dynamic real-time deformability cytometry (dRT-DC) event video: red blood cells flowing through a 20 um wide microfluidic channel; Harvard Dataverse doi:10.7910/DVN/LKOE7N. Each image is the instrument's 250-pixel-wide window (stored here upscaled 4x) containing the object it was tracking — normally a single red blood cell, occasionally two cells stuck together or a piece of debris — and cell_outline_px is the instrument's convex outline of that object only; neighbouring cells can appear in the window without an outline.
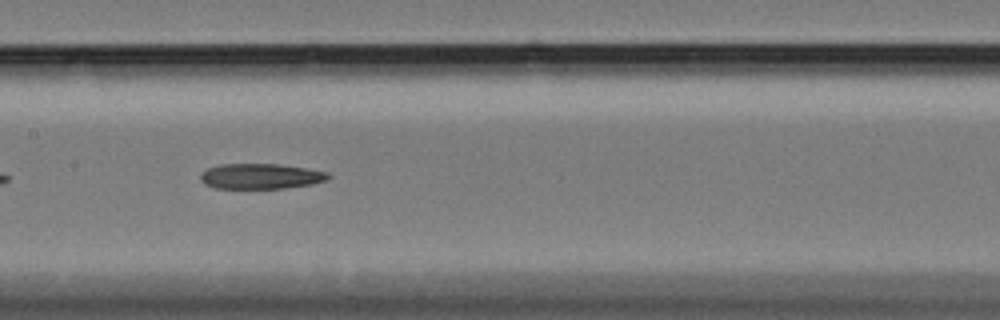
{"species": "Egyptian fruit bat (a non-hibernating species)", "species_latin": "Rousettus aegyptiacus", "temperature_condition": "cold", "stored_images_in_passage": 41, "camera_frame_rate_fps": 3000, "um_per_image_px": 0.085, "animal": {"sex": "female"}, "frame": {"image": 1, "passage_image": 15, "time_ms": 4.667, "image_size_px": [1000, 320], "cell_outline_px": [[332, 176], [328, 180], [312, 184], [284, 188], [216, 188], [204, 184], [200, 180], [200, 176], [208, 168], [220, 164], [280, 164], [328, 172]], "centroid_in_image_um": [22.18, 14.98], "position_along_channel_um": 185.2, "area_um2": 18.84}}
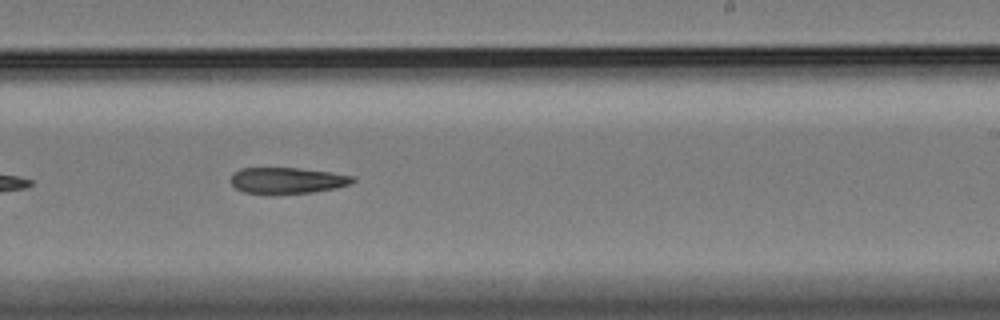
{"frame": {"image": 2, "passage_image": 22, "time_ms": 7.0, "image_size_px": [1000, 320], "cell_outline_px": [[356, 180], [352, 184], [336, 188], [312, 192], [272, 196], [244, 192], [236, 188], [232, 184], [232, 176], [240, 168], [300, 168], [328, 172], [352, 176]], "centroid_in_image_um": [24.41, 15.37], "position_along_channel_um": 264.6, "area_um2": 18.9}}
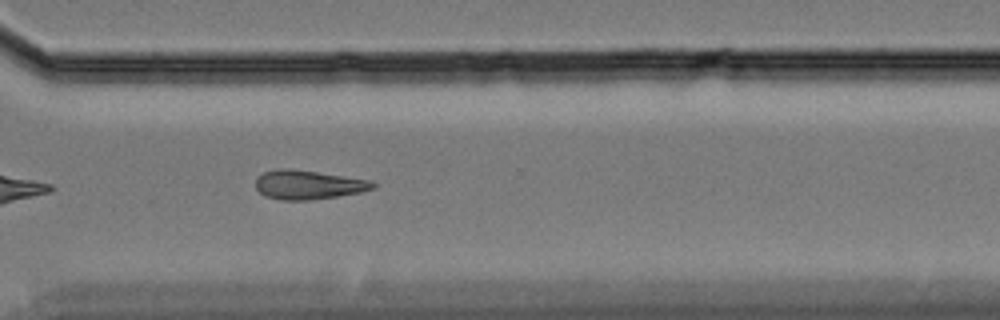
{"frame": {"image": 3, "passage_image": 29, "time_ms": 9.333, "image_size_px": [1000, 320], "cell_outline_px": [[376, 184], [372, 188], [360, 192], [312, 200], [280, 200], [264, 196], [256, 188], [256, 180], [264, 172], [276, 168], [288, 168], [372, 180]], "centroid_in_image_um": [26.17, 15.7], "position_along_channel_um": 344.4, "area_um2": 19.71}}